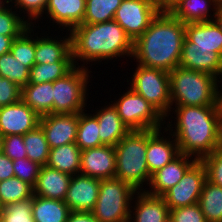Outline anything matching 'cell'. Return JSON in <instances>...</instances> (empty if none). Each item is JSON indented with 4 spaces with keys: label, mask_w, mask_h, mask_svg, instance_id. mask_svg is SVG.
Here are the masks:
<instances>
[{
    "label": "cell",
    "mask_w": 222,
    "mask_h": 222,
    "mask_svg": "<svg viewBox=\"0 0 222 222\" xmlns=\"http://www.w3.org/2000/svg\"><path fill=\"white\" fill-rule=\"evenodd\" d=\"M185 24L169 12H159L148 29L133 42L136 64L171 72L179 66Z\"/></svg>",
    "instance_id": "cell-1"
},
{
    "label": "cell",
    "mask_w": 222,
    "mask_h": 222,
    "mask_svg": "<svg viewBox=\"0 0 222 222\" xmlns=\"http://www.w3.org/2000/svg\"><path fill=\"white\" fill-rule=\"evenodd\" d=\"M220 107L221 105L175 106L173 112L176 120L174 119V124L172 120L168 121L163 130L174 136L181 154L202 160L217 149Z\"/></svg>",
    "instance_id": "cell-2"
},
{
    "label": "cell",
    "mask_w": 222,
    "mask_h": 222,
    "mask_svg": "<svg viewBox=\"0 0 222 222\" xmlns=\"http://www.w3.org/2000/svg\"><path fill=\"white\" fill-rule=\"evenodd\" d=\"M72 58L75 66L77 61L101 62L113 60L114 57H132L133 41L114 20L97 23L81 24L70 30ZM89 62V63H88Z\"/></svg>",
    "instance_id": "cell-3"
},
{
    "label": "cell",
    "mask_w": 222,
    "mask_h": 222,
    "mask_svg": "<svg viewBox=\"0 0 222 222\" xmlns=\"http://www.w3.org/2000/svg\"><path fill=\"white\" fill-rule=\"evenodd\" d=\"M171 106H211L220 102V82L211 74L175 67L169 72Z\"/></svg>",
    "instance_id": "cell-4"
},
{
    "label": "cell",
    "mask_w": 222,
    "mask_h": 222,
    "mask_svg": "<svg viewBox=\"0 0 222 222\" xmlns=\"http://www.w3.org/2000/svg\"><path fill=\"white\" fill-rule=\"evenodd\" d=\"M114 147L115 177L127 182L137 191H144L143 184L149 185L151 180L146 161L147 130L129 131Z\"/></svg>",
    "instance_id": "cell-5"
},
{
    "label": "cell",
    "mask_w": 222,
    "mask_h": 222,
    "mask_svg": "<svg viewBox=\"0 0 222 222\" xmlns=\"http://www.w3.org/2000/svg\"><path fill=\"white\" fill-rule=\"evenodd\" d=\"M137 192L119 178L102 179L92 213L100 222H129L131 201Z\"/></svg>",
    "instance_id": "cell-6"
},
{
    "label": "cell",
    "mask_w": 222,
    "mask_h": 222,
    "mask_svg": "<svg viewBox=\"0 0 222 222\" xmlns=\"http://www.w3.org/2000/svg\"><path fill=\"white\" fill-rule=\"evenodd\" d=\"M90 72L92 71H89L83 63L81 67L75 66L64 77L53 82V113L87 111L84 108L87 106V96H89L87 85L90 80Z\"/></svg>",
    "instance_id": "cell-7"
},
{
    "label": "cell",
    "mask_w": 222,
    "mask_h": 222,
    "mask_svg": "<svg viewBox=\"0 0 222 222\" xmlns=\"http://www.w3.org/2000/svg\"><path fill=\"white\" fill-rule=\"evenodd\" d=\"M131 77V88L153 105L164 117L171 115L169 72L138 65Z\"/></svg>",
    "instance_id": "cell-8"
},
{
    "label": "cell",
    "mask_w": 222,
    "mask_h": 222,
    "mask_svg": "<svg viewBox=\"0 0 222 222\" xmlns=\"http://www.w3.org/2000/svg\"><path fill=\"white\" fill-rule=\"evenodd\" d=\"M122 122L132 130H158L164 128L165 117L141 95L131 88L113 103ZM164 121V122H163Z\"/></svg>",
    "instance_id": "cell-9"
},
{
    "label": "cell",
    "mask_w": 222,
    "mask_h": 222,
    "mask_svg": "<svg viewBox=\"0 0 222 222\" xmlns=\"http://www.w3.org/2000/svg\"><path fill=\"white\" fill-rule=\"evenodd\" d=\"M207 179V170L201 160H197L184 174L182 179L161 197L169 209L190 206L198 203L204 182Z\"/></svg>",
    "instance_id": "cell-10"
},
{
    "label": "cell",
    "mask_w": 222,
    "mask_h": 222,
    "mask_svg": "<svg viewBox=\"0 0 222 222\" xmlns=\"http://www.w3.org/2000/svg\"><path fill=\"white\" fill-rule=\"evenodd\" d=\"M160 11L146 0H123L114 15V21L134 42L149 27Z\"/></svg>",
    "instance_id": "cell-11"
},
{
    "label": "cell",
    "mask_w": 222,
    "mask_h": 222,
    "mask_svg": "<svg viewBox=\"0 0 222 222\" xmlns=\"http://www.w3.org/2000/svg\"><path fill=\"white\" fill-rule=\"evenodd\" d=\"M79 113H52L40 117L50 149L74 143L78 130Z\"/></svg>",
    "instance_id": "cell-12"
},
{
    "label": "cell",
    "mask_w": 222,
    "mask_h": 222,
    "mask_svg": "<svg viewBox=\"0 0 222 222\" xmlns=\"http://www.w3.org/2000/svg\"><path fill=\"white\" fill-rule=\"evenodd\" d=\"M40 121V116L22 100L0 107V133L3 136L25 135L34 130Z\"/></svg>",
    "instance_id": "cell-13"
},
{
    "label": "cell",
    "mask_w": 222,
    "mask_h": 222,
    "mask_svg": "<svg viewBox=\"0 0 222 222\" xmlns=\"http://www.w3.org/2000/svg\"><path fill=\"white\" fill-rule=\"evenodd\" d=\"M116 171L115 147L103 145L82 150L80 172L96 179L114 178Z\"/></svg>",
    "instance_id": "cell-14"
},
{
    "label": "cell",
    "mask_w": 222,
    "mask_h": 222,
    "mask_svg": "<svg viewBox=\"0 0 222 222\" xmlns=\"http://www.w3.org/2000/svg\"><path fill=\"white\" fill-rule=\"evenodd\" d=\"M100 183V179L90 176L73 175L64 199L70 211L92 212L98 198Z\"/></svg>",
    "instance_id": "cell-15"
},
{
    "label": "cell",
    "mask_w": 222,
    "mask_h": 222,
    "mask_svg": "<svg viewBox=\"0 0 222 222\" xmlns=\"http://www.w3.org/2000/svg\"><path fill=\"white\" fill-rule=\"evenodd\" d=\"M197 161L196 158L179 154L170 163L151 175L149 189L144 190L153 196H162L167 190L175 186L184 176L186 171Z\"/></svg>",
    "instance_id": "cell-16"
},
{
    "label": "cell",
    "mask_w": 222,
    "mask_h": 222,
    "mask_svg": "<svg viewBox=\"0 0 222 222\" xmlns=\"http://www.w3.org/2000/svg\"><path fill=\"white\" fill-rule=\"evenodd\" d=\"M161 130H147L146 161L150 175L180 154L174 136L171 133L168 134L170 136H163Z\"/></svg>",
    "instance_id": "cell-17"
},
{
    "label": "cell",
    "mask_w": 222,
    "mask_h": 222,
    "mask_svg": "<svg viewBox=\"0 0 222 222\" xmlns=\"http://www.w3.org/2000/svg\"><path fill=\"white\" fill-rule=\"evenodd\" d=\"M179 66L211 74L218 80L222 78V56L209 49L191 48V42L186 37Z\"/></svg>",
    "instance_id": "cell-18"
},
{
    "label": "cell",
    "mask_w": 222,
    "mask_h": 222,
    "mask_svg": "<svg viewBox=\"0 0 222 222\" xmlns=\"http://www.w3.org/2000/svg\"><path fill=\"white\" fill-rule=\"evenodd\" d=\"M86 12V0H48L45 14L52 23L70 31L81 25Z\"/></svg>",
    "instance_id": "cell-19"
},
{
    "label": "cell",
    "mask_w": 222,
    "mask_h": 222,
    "mask_svg": "<svg viewBox=\"0 0 222 222\" xmlns=\"http://www.w3.org/2000/svg\"><path fill=\"white\" fill-rule=\"evenodd\" d=\"M136 195L129 222H169L170 209L161 196L149 195L145 191H138Z\"/></svg>",
    "instance_id": "cell-20"
},
{
    "label": "cell",
    "mask_w": 222,
    "mask_h": 222,
    "mask_svg": "<svg viewBox=\"0 0 222 222\" xmlns=\"http://www.w3.org/2000/svg\"><path fill=\"white\" fill-rule=\"evenodd\" d=\"M72 175L41 166L33 195L64 201Z\"/></svg>",
    "instance_id": "cell-21"
},
{
    "label": "cell",
    "mask_w": 222,
    "mask_h": 222,
    "mask_svg": "<svg viewBox=\"0 0 222 222\" xmlns=\"http://www.w3.org/2000/svg\"><path fill=\"white\" fill-rule=\"evenodd\" d=\"M185 37L191 48L209 49L222 56V31L215 21L186 23Z\"/></svg>",
    "instance_id": "cell-22"
},
{
    "label": "cell",
    "mask_w": 222,
    "mask_h": 222,
    "mask_svg": "<svg viewBox=\"0 0 222 222\" xmlns=\"http://www.w3.org/2000/svg\"><path fill=\"white\" fill-rule=\"evenodd\" d=\"M65 37L62 39L55 36L54 39L53 36H35V64L73 61L70 33Z\"/></svg>",
    "instance_id": "cell-23"
},
{
    "label": "cell",
    "mask_w": 222,
    "mask_h": 222,
    "mask_svg": "<svg viewBox=\"0 0 222 222\" xmlns=\"http://www.w3.org/2000/svg\"><path fill=\"white\" fill-rule=\"evenodd\" d=\"M93 114L98 121L99 137L103 145L115 146L130 130L122 122L113 104L105 105Z\"/></svg>",
    "instance_id": "cell-24"
},
{
    "label": "cell",
    "mask_w": 222,
    "mask_h": 222,
    "mask_svg": "<svg viewBox=\"0 0 222 222\" xmlns=\"http://www.w3.org/2000/svg\"><path fill=\"white\" fill-rule=\"evenodd\" d=\"M218 8L219 5L214 0H180L168 12L186 24L214 21Z\"/></svg>",
    "instance_id": "cell-25"
},
{
    "label": "cell",
    "mask_w": 222,
    "mask_h": 222,
    "mask_svg": "<svg viewBox=\"0 0 222 222\" xmlns=\"http://www.w3.org/2000/svg\"><path fill=\"white\" fill-rule=\"evenodd\" d=\"M21 100L40 117L53 113V83H27L22 87Z\"/></svg>",
    "instance_id": "cell-26"
},
{
    "label": "cell",
    "mask_w": 222,
    "mask_h": 222,
    "mask_svg": "<svg viewBox=\"0 0 222 222\" xmlns=\"http://www.w3.org/2000/svg\"><path fill=\"white\" fill-rule=\"evenodd\" d=\"M81 152L75 142L52 148L46 165L72 176L79 174Z\"/></svg>",
    "instance_id": "cell-27"
},
{
    "label": "cell",
    "mask_w": 222,
    "mask_h": 222,
    "mask_svg": "<svg viewBox=\"0 0 222 222\" xmlns=\"http://www.w3.org/2000/svg\"><path fill=\"white\" fill-rule=\"evenodd\" d=\"M70 209L61 200L32 196V216L35 222H67Z\"/></svg>",
    "instance_id": "cell-28"
},
{
    "label": "cell",
    "mask_w": 222,
    "mask_h": 222,
    "mask_svg": "<svg viewBox=\"0 0 222 222\" xmlns=\"http://www.w3.org/2000/svg\"><path fill=\"white\" fill-rule=\"evenodd\" d=\"M198 204L206 222H222V187L206 179Z\"/></svg>",
    "instance_id": "cell-29"
},
{
    "label": "cell",
    "mask_w": 222,
    "mask_h": 222,
    "mask_svg": "<svg viewBox=\"0 0 222 222\" xmlns=\"http://www.w3.org/2000/svg\"><path fill=\"white\" fill-rule=\"evenodd\" d=\"M74 67V61H57L55 63L34 64L30 68L28 83H53L57 79L64 77Z\"/></svg>",
    "instance_id": "cell-30"
},
{
    "label": "cell",
    "mask_w": 222,
    "mask_h": 222,
    "mask_svg": "<svg viewBox=\"0 0 222 222\" xmlns=\"http://www.w3.org/2000/svg\"><path fill=\"white\" fill-rule=\"evenodd\" d=\"M75 144L80 150L103 146L99 137L97 118L93 114L79 113L78 130Z\"/></svg>",
    "instance_id": "cell-31"
},
{
    "label": "cell",
    "mask_w": 222,
    "mask_h": 222,
    "mask_svg": "<svg viewBox=\"0 0 222 222\" xmlns=\"http://www.w3.org/2000/svg\"><path fill=\"white\" fill-rule=\"evenodd\" d=\"M27 158L41 166L47 164L50 147L46 140L44 130L38 125L34 130L23 136Z\"/></svg>",
    "instance_id": "cell-32"
},
{
    "label": "cell",
    "mask_w": 222,
    "mask_h": 222,
    "mask_svg": "<svg viewBox=\"0 0 222 222\" xmlns=\"http://www.w3.org/2000/svg\"><path fill=\"white\" fill-rule=\"evenodd\" d=\"M123 0H86V12L82 24L112 21Z\"/></svg>",
    "instance_id": "cell-33"
},
{
    "label": "cell",
    "mask_w": 222,
    "mask_h": 222,
    "mask_svg": "<svg viewBox=\"0 0 222 222\" xmlns=\"http://www.w3.org/2000/svg\"><path fill=\"white\" fill-rule=\"evenodd\" d=\"M33 27L38 28L35 25H30L13 40L10 49L11 54L23 62L29 70L35 64V38L33 37L35 34Z\"/></svg>",
    "instance_id": "cell-34"
},
{
    "label": "cell",
    "mask_w": 222,
    "mask_h": 222,
    "mask_svg": "<svg viewBox=\"0 0 222 222\" xmlns=\"http://www.w3.org/2000/svg\"><path fill=\"white\" fill-rule=\"evenodd\" d=\"M33 196V187L17 177L0 181V200L5 207Z\"/></svg>",
    "instance_id": "cell-35"
},
{
    "label": "cell",
    "mask_w": 222,
    "mask_h": 222,
    "mask_svg": "<svg viewBox=\"0 0 222 222\" xmlns=\"http://www.w3.org/2000/svg\"><path fill=\"white\" fill-rule=\"evenodd\" d=\"M29 72L23 62L16 59L11 52L0 56V77L7 78L22 88L29 81Z\"/></svg>",
    "instance_id": "cell-36"
},
{
    "label": "cell",
    "mask_w": 222,
    "mask_h": 222,
    "mask_svg": "<svg viewBox=\"0 0 222 222\" xmlns=\"http://www.w3.org/2000/svg\"><path fill=\"white\" fill-rule=\"evenodd\" d=\"M11 4L7 9L0 12V35H5L15 39L30 25L25 16L20 17ZM25 19V20H24Z\"/></svg>",
    "instance_id": "cell-37"
},
{
    "label": "cell",
    "mask_w": 222,
    "mask_h": 222,
    "mask_svg": "<svg viewBox=\"0 0 222 222\" xmlns=\"http://www.w3.org/2000/svg\"><path fill=\"white\" fill-rule=\"evenodd\" d=\"M1 219L4 222H35L32 216V197L6 205Z\"/></svg>",
    "instance_id": "cell-38"
},
{
    "label": "cell",
    "mask_w": 222,
    "mask_h": 222,
    "mask_svg": "<svg viewBox=\"0 0 222 222\" xmlns=\"http://www.w3.org/2000/svg\"><path fill=\"white\" fill-rule=\"evenodd\" d=\"M15 177L27 182L32 187L35 186L41 165L28 158L13 160Z\"/></svg>",
    "instance_id": "cell-39"
},
{
    "label": "cell",
    "mask_w": 222,
    "mask_h": 222,
    "mask_svg": "<svg viewBox=\"0 0 222 222\" xmlns=\"http://www.w3.org/2000/svg\"><path fill=\"white\" fill-rule=\"evenodd\" d=\"M15 5L16 11L20 13L24 12L25 16H28L27 22L29 25H36V19H41L46 9L48 0H11V4ZM19 9V11H18ZM21 9V10H20ZM23 10V12H21ZM31 19V20H30ZM35 22H32V21Z\"/></svg>",
    "instance_id": "cell-40"
},
{
    "label": "cell",
    "mask_w": 222,
    "mask_h": 222,
    "mask_svg": "<svg viewBox=\"0 0 222 222\" xmlns=\"http://www.w3.org/2000/svg\"><path fill=\"white\" fill-rule=\"evenodd\" d=\"M169 222H206L198 203L170 210Z\"/></svg>",
    "instance_id": "cell-41"
},
{
    "label": "cell",
    "mask_w": 222,
    "mask_h": 222,
    "mask_svg": "<svg viewBox=\"0 0 222 222\" xmlns=\"http://www.w3.org/2000/svg\"><path fill=\"white\" fill-rule=\"evenodd\" d=\"M207 170V179L222 187V151L215 150L201 160Z\"/></svg>",
    "instance_id": "cell-42"
},
{
    "label": "cell",
    "mask_w": 222,
    "mask_h": 222,
    "mask_svg": "<svg viewBox=\"0 0 222 222\" xmlns=\"http://www.w3.org/2000/svg\"><path fill=\"white\" fill-rule=\"evenodd\" d=\"M2 147V152L11 160L27 158L23 135L4 136Z\"/></svg>",
    "instance_id": "cell-43"
},
{
    "label": "cell",
    "mask_w": 222,
    "mask_h": 222,
    "mask_svg": "<svg viewBox=\"0 0 222 222\" xmlns=\"http://www.w3.org/2000/svg\"><path fill=\"white\" fill-rule=\"evenodd\" d=\"M22 88L7 78L0 77V107L21 100Z\"/></svg>",
    "instance_id": "cell-44"
},
{
    "label": "cell",
    "mask_w": 222,
    "mask_h": 222,
    "mask_svg": "<svg viewBox=\"0 0 222 222\" xmlns=\"http://www.w3.org/2000/svg\"><path fill=\"white\" fill-rule=\"evenodd\" d=\"M14 176L13 160H11L3 152L0 153V181Z\"/></svg>",
    "instance_id": "cell-45"
},
{
    "label": "cell",
    "mask_w": 222,
    "mask_h": 222,
    "mask_svg": "<svg viewBox=\"0 0 222 222\" xmlns=\"http://www.w3.org/2000/svg\"><path fill=\"white\" fill-rule=\"evenodd\" d=\"M67 222H100L92 212L70 211Z\"/></svg>",
    "instance_id": "cell-46"
},
{
    "label": "cell",
    "mask_w": 222,
    "mask_h": 222,
    "mask_svg": "<svg viewBox=\"0 0 222 222\" xmlns=\"http://www.w3.org/2000/svg\"><path fill=\"white\" fill-rule=\"evenodd\" d=\"M13 40L14 39L12 37L0 35V56L10 52Z\"/></svg>",
    "instance_id": "cell-47"
},
{
    "label": "cell",
    "mask_w": 222,
    "mask_h": 222,
    "mask_svg": "<svg viewBox=\"0 0 222 222\" xmlns=\"http://www.w3.org/2000/svg\"><path fill=\"white\" fill-rule=\"evenodd\" d=\"M217 150L222 151V105L220 107L217 123Z\"/></svg>",
    "instance_id": "cell-48"
},
{
    "label": "cell",
    "mask_w": 222,
    "mask_h": 222,
    "mask_svg": "<svg viewBox=\"0 0 222 222\" xmlns=\"http://www.w3.org/2000/svg\"><path fill=\"white\" fill-rule=\"evenodd\" d=\"M153 4L160 12H164V0H146Z\"/></svg>",
    "instance_id": "cell-49"
},
{
    "label": "cell",
    "mask_w": 222,
    "mask_h": 222,
    "mask_svg": "<svg viewBox=\"0 0 222 222\" xmlns=\"http://www.w3.org/2000/svg\"><path fill=\"white\" fill-rule=\"evenodd\" d=\"M214 21L217 23L222 31V6H219Z\"/></svg>",
    "instance_id": "cell-50"
},
{
    "label": "cell",
    "mask_w": 222,
    "mask_h": 222,
    "mask_svg": "<svg viewBox=\"0 0 222 222\" xmlns=\"http://www.w3.org/2000/svg\"><path fill=\"white\" fill-rule=\"evenodd\" d=\"M180 0H164V12H168Z\"/></svg>",
    "instance_id": "cell-51"
},
{
    "label": "cell",
    "mask_w": 222,
    "mask_h": 222,
    "mask_svg": "<svg viewBox=\"0 0 222 222\" xmlns=\"http://www.w3.org/2000/svg\"><path fill=\"white\" fill-rule=\"evenodd\" d=\"M11 0H0V12L4 11L9 7ZM7 4V5H6Z\"/></svg>",
    "instance_id": "cell-52"
},
{
    "label": "cell",
    "mask_w": 222,
    "mask_h": 222,
    "mask_svg": "<svg viewBox=\"0 0 222 222\" xmlns=\"http://www.w3.org/2000/svg\"><path fill=\"white\" fill-rule=\"evenodd\" d=\"M3 135L0 133V153H2V145H3Z\"/></svg>",
    "instance_id": "cell-53"
},
{
    "label": "cell",
    "mask_w": 222,
    "mask_h": 222,
    "mask_svg": "<svg viewBox=\"0 0 222 222\" xmlns=\"http://www.w3.org/2000/svg\"><path fill=\"white\" fill-rule=\"evenodd\" d=\"M3 210H4V206L2 205L1 200H0V218H1Z\"/></svg>",
    "instance_id": "cell-54"
},
{
    "label": "cell",
    "mask_w": 222,
    "mask_h": 222,
    "mask_svg": "<svg viewBox=\"0 0 222 222\" xmlns=\"http://www.w3.org/2000/svg\"><path fill=\"white\" fill-rule=\"evenodd\" d=\"M219 6H222V0H214Z\"/></svg>",
    "instance_id": "cell-55"
},
{
    "label": "cell",
    "mask_w": 222,
    "mask_h": 222,
    "mask_svg": "<svg viewBox=\"0 0 222 222\" xmlns=\"http://www.w3.org/2000/svg\"><path fill=\"white\" fill-rule=\"evenodd\" d=\"M220 102L222 104V90H220Z\"/></svg>",
    "instance_id": "cell-56"
}]
</instances>
